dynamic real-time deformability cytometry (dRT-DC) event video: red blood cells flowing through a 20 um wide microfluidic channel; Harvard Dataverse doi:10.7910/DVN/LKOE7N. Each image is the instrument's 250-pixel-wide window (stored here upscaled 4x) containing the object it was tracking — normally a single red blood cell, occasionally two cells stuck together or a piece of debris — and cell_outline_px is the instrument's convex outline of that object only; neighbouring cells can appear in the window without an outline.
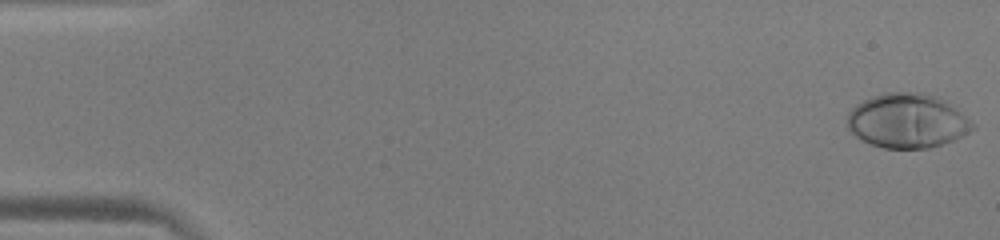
{"species": "human", "species_latin": "Homo sapiens", "temperature_condition": "warm", "stored_images_in_passage": 52, "camera_frame_rate_fps": 3000, "um_per_image_px": 0.085, "donor": {"sex": "male"}, "frame": {"image": 1, "passage_image": 1, "time_ms": 0.0, "image_size_px": [1000, 240], "cell_outline_px": [[976, 128], [952, 140], [928, 148], [884, 148], [860, 140], [848, 128], [848, 112], [856, 104], [864, 100], [884, 92], [924, 92], [936, 96], [944, 100], [976, 124]], "centroid_in_image_um": [77.11, 10.26], "position_along_channel_um": 7.9, "area_um2": 39.54}}
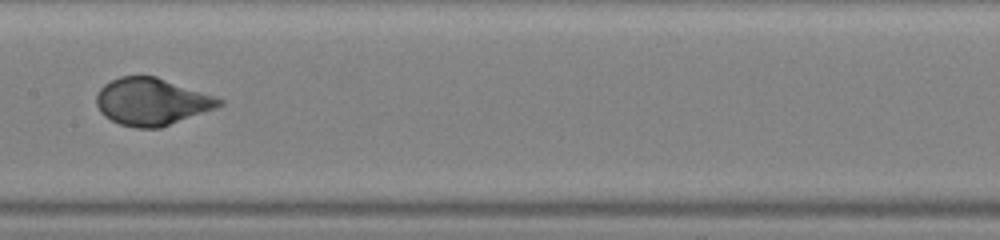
{"frame": {"image": 2, "passage_image": 27, "time_ms": 8.667, "image_size_px": [1000, 240], "cell_outline_px": [[224, 104], [216, 108], [160, 128], [136, 128], [120, 124], [104, 116], [100, 112], [96, 104], [96, 96], [100, 88], [104, 84], [120, 76], [156, 76], [224, 100]], "centroid_in_image_um": [12.87, 8.65], "position_along_channel_um": 194.5, "area_um2": 33.52}}
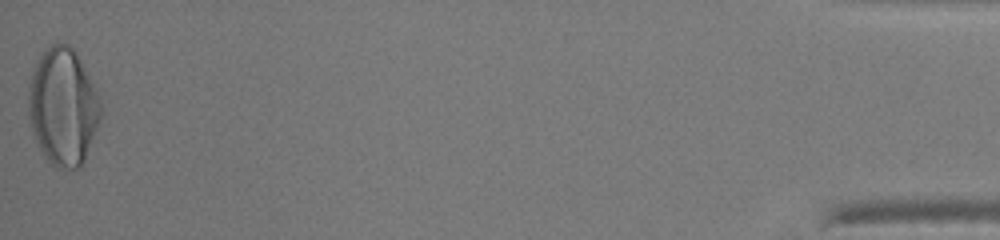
{"frame": {"image": 3, "passage_image": 52, "time_ms": 17.0, "image_size_px": [1000, 240], "cell_outline_px": [[104, 108], [100, 120], [84, 160], [80, 168], [56, 168], [48, 160], [40, 148], [36, 140], [28, 116], [28, 84], [32, 68], [40, 52], [56, 40], [68, 44], [76, 52], [96, 88]], "centroid_in_image_um": [5.35, 9.0], "position_along_channel_um": 429.9, "area_um2": 50.11}, "authors_computed_cell_mechanics": {"area_um2": 34.9979, "velocity_mm_per_s": 3.9788, "shape_relaxation_time_tau1_ms": 3.148, "shape_relaxation_time_tau2_ms": null, "deformation_change_tau1": 0.2202, "deformation_change_tau2": null}}